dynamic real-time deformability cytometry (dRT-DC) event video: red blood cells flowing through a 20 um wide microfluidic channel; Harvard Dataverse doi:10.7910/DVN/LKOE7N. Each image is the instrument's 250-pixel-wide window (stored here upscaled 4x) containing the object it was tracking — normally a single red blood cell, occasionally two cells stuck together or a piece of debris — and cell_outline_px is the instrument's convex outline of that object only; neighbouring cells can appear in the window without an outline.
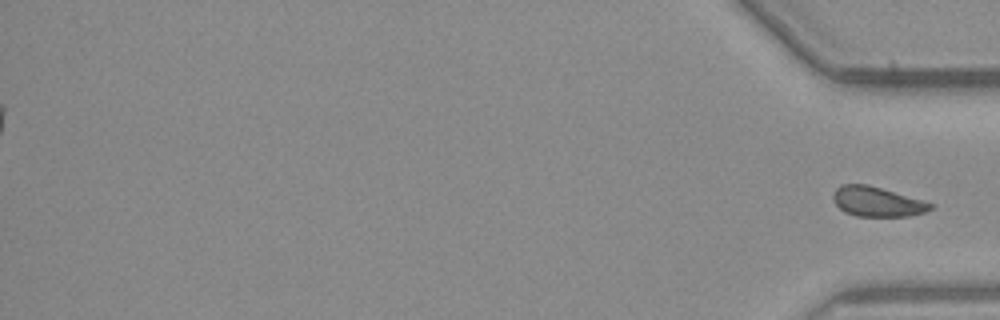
{"species": "common noctule bat (a hibernating species)", "species_latin": "Nyctalus noctula", "temperature_condition": "warm", "stored_images_in_passage": 43, "segment_of_instrument_passage": [2, 2], "camera_frame_rate_fps": 3000, "um_per_image_px": 0.085, "animal": {"sex": "male", "body_mass_g": 23.1, "forearm_length_mm": 52.7}, "frame": {"image": 1, "passage_image": 43, "time_ms": 14.0, "image_size_px": [1000, 320], "cell_outline_px": [[936, 204], [932, 208], [924, 212], [908, 216], [856, 216], [844, 212], [836, 204], [832, 196], [832, 192], [840, 184], [868, 184], [924, 200]], "centroid_in_image_um": [74.55, 17.13], "position_along_channel_um": 360.6, "area_um2": 17.05}}